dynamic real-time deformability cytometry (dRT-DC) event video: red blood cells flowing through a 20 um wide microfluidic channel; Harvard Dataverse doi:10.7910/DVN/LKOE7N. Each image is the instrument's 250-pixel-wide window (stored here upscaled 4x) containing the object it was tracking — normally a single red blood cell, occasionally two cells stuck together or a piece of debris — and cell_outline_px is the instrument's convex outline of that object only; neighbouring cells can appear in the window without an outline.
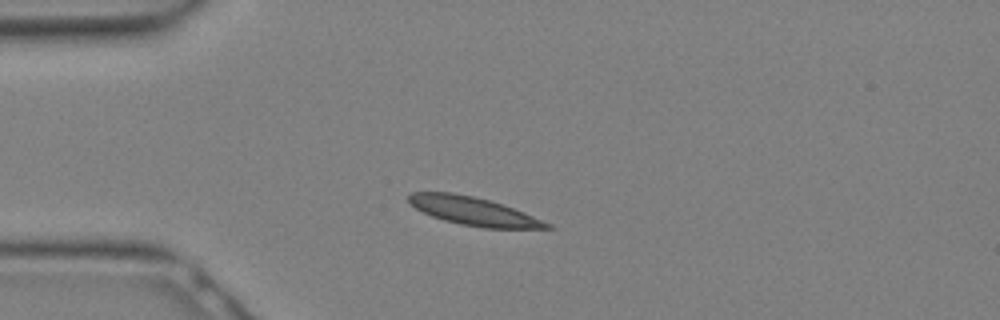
{"species": "Egyptian fruit bat (a non-hibernating species)", "species_latin": "Rousettus aegyptiacus", "temperature_condition": "warm", "stored_images_in_passage": 28, "camera_frame_rate_fps": 3000, "um_per_image_px": 0.085, "animal": {"sex": "female"}, "frame": {"image": 1, "passage_image": 6, "time_ms": 1.667, "image_size_px": [1000, 320], "cell_outline_px": [[556, 228], [484, 228], [460, 224], [444, 220], [432, 216], [416, 208], [408, 200], [408, 196], [412, 192], [452, 192], [472, 196], [488, 200], [524, 212], [552, 224]], "centroid_in_image_um": [40.26, 17.95], "position_along_channel_um": 44.7, "area_um2": 22.43}}
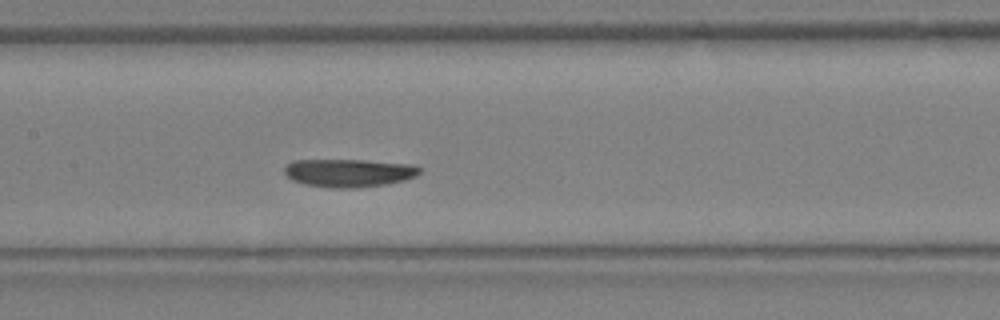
{"frame": {"image": 2, "passage_image": 13, "time_ms": 4.0, "image_size_px": [1000, 320], "cell_outline_px": [[424, 168], [416, 176], [404, 180], [388, 184], [356, 188], [336, 188], [304, 184], [292, 180], [284, 172], [284, 164], [292, 160], [364, 160], [412, 164]], "centroid_in_image_um": [29.66, 14.69], "position_along_channel_um": 177.7, "area_um2": 22.37}}
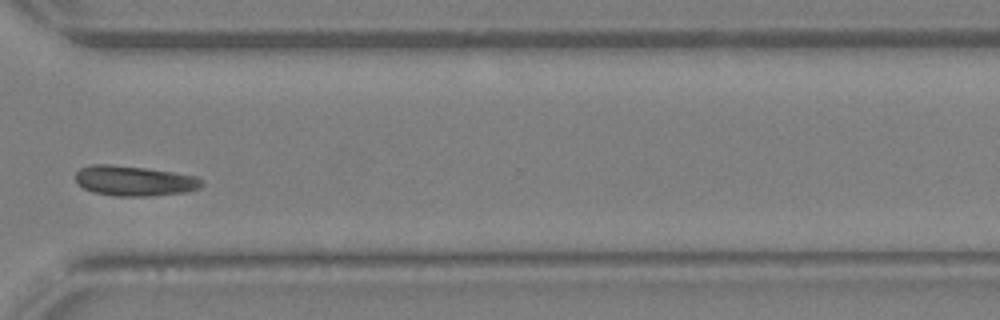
{"frame": {"image": 3, "passage_image": 21, "time_ms": 6.667, "image_size_px": [1000, 320], "cell_outline_px": [[204, 184], [200, 188], [188, 192], [148, 196], [116, 196], [92, 192], [84, 188], [76, 180], [76, 172], [80, 168], [92, 164], [112, 164], [144, 168], [200, 176], [204, 180]], "centroid_in_image_um": [11.47, 15.37], "position_along_channel_um": 359.1, "area_um2": 22.37}}